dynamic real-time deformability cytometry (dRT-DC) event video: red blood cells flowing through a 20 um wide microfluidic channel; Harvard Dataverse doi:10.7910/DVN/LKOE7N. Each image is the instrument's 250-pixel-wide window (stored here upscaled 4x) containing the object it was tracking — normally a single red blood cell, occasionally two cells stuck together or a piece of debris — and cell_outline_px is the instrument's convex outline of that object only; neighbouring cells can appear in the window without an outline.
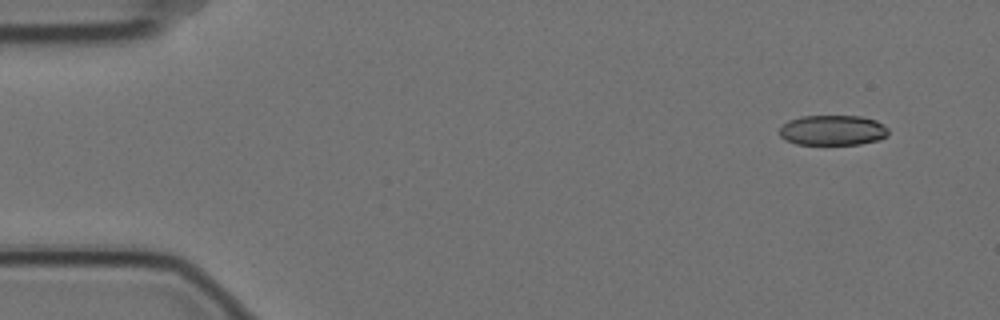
{"species": "Egyptian fruit bat (a non-hibernating species)", "species_latin": "Rousettus aegyptiacus", "temperature_condition": "cold", "stored_images_in_passage": 5, "camera_frame_rate_fps": 3000, "um_per_image_px": 0.085, "animal": {"sex": "female"}, "frame": {"image": 1, "passage_image": 2, "time_ms": 0.333, "image_size_px": [1000, 320], "cell_outline_px": [[888, 136], [880, 140], [860, 144], [796, 144], [784, 140], [780, 136], [780, 128], [788, 120], [800, 116], [860, 116], [876, 120], [888, 128]], "centroid_in_image_um": [70.79, 11.07], "position_along_channel_um": 14.2, "area_um2": 19.31}}
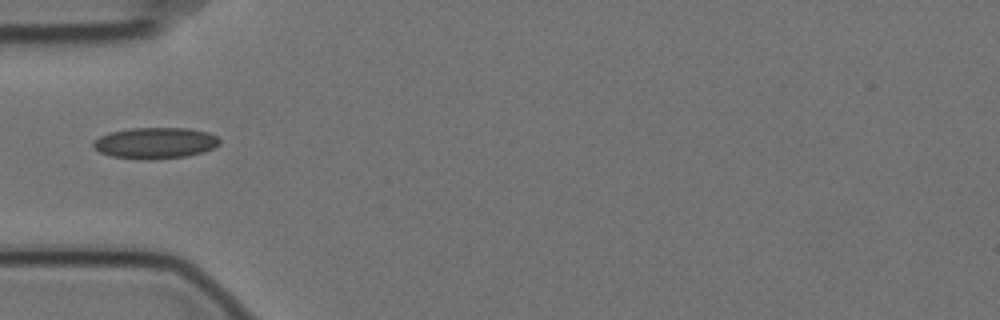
{"frame": {"image": 2, "passage_image": 5, "time_ms": 1.333, "image_size_px": [1000, 320], "cell_outline_px": [[220, 144], [204, 152], [184, 156], [140, 160], [112, 156], [100, 152], [92, 144], [92, 140], [108, 132], [132, 128], [188, 128], [208, 132], [216, 136], [220, 140]], "centroid_in_image_um": [13.18, 12.14], "position_along_channel_um": 71.8, "area_um2": 22.89}}